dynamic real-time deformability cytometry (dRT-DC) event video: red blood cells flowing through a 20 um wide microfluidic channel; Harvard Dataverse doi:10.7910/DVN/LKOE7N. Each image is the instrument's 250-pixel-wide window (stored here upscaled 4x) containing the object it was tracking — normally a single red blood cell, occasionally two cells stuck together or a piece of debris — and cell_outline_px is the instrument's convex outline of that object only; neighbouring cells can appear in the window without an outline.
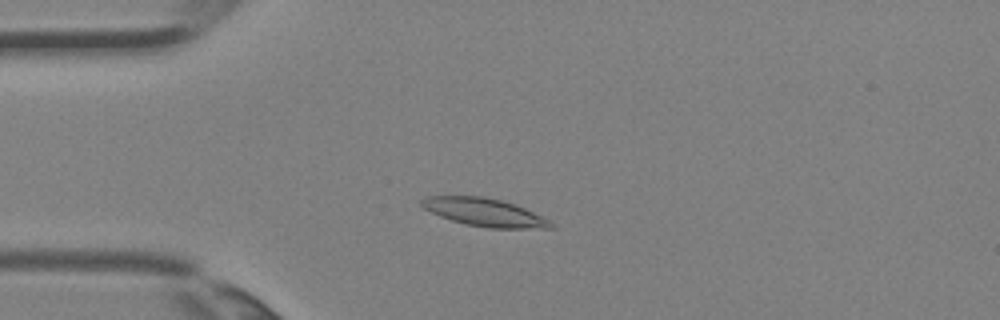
{"species": "Egyptian fruit bat (a non-hibernating species)", "species_latin": "Rousettus aegyptiacus", "temperature_condition": "room temperature", "stored_images_in_passage": 2, "camera_frame_rate_fps": 3000, "um_per_image_px": 0.085, "animal": {"sex": "female"}, "frame": {"image": 1, "passage_image": 2, "time_ms": 0.333, "image_size_px": [1000, 320], "cell_outline_px": [[556, 228], [488, 228], [464, 224], [440, 216], [424, 208], [420, 204], [420, 200], [424, 196], [480, 196], [500, 200], [524, 208], [548, 220]], "centroid_in_image_um": [41.13, 18.05], "position_along_channel_um": 43.9, "area_um2": 20.75}}